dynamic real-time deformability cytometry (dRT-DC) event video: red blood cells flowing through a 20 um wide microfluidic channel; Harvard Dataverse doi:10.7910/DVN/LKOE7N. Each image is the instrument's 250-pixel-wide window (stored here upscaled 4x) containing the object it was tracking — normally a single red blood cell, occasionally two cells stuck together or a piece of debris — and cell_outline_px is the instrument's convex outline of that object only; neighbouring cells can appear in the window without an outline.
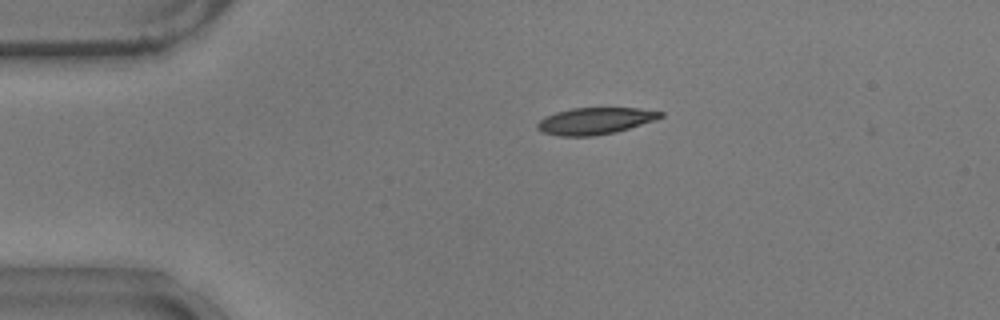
{"species": "common noctule bat (a hibernating species)", "species_latin": "Nyctalus noctula", "temperature_condition": "warm", "stored_images_in_passage": 44, "camera_frame_rate_fps": 3000, "um_per_image_px": 0.085, "animal": {"sex": "male", "body_mass_g": 17.9}, "frame": {"image": 1, "passage_image": 1, "time_ms": 0.0, "image_size_px": [1000, 320], "cell_outline_px": [[664, 116], [628, 128], [612, 132], [592, 136], [560, 136], [544, 132], [536, 128], [536, 124], [544, 116], [556, 112], [572, 108], [640, 108], [664, 112]], "centroid_in_image_um": [50.54, 10.26], "position_along_channel_um": 34.5, "area_um2": 18.9}}
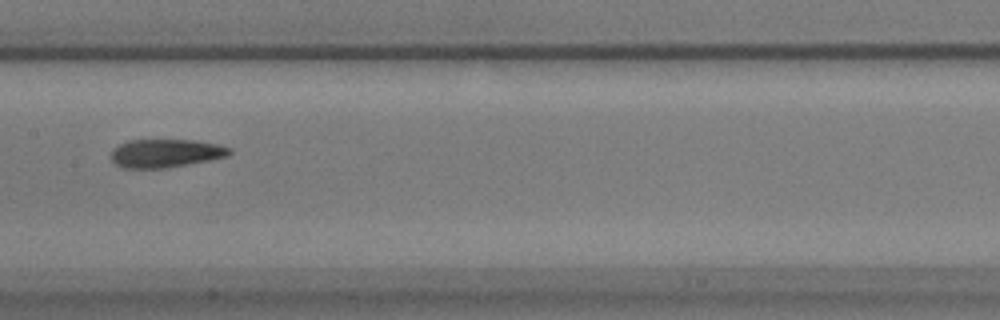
{"frame": {"image": 2, "passage_image": 17, "time_ms": 5.333, "image_size_px": [1000, 320], "cell_outline_px": [[232, 152], [228, 156], [208, 160], [164, 168], [124, 168], [116, 164], [112, 160], [112, 148], [128, 140], [192, 140], [216, 144], [232, 148]], "centroid_in_image_um": [14.07, 13.02], "position_along_channel_um": 193.3, "area_um2": 19.36}}
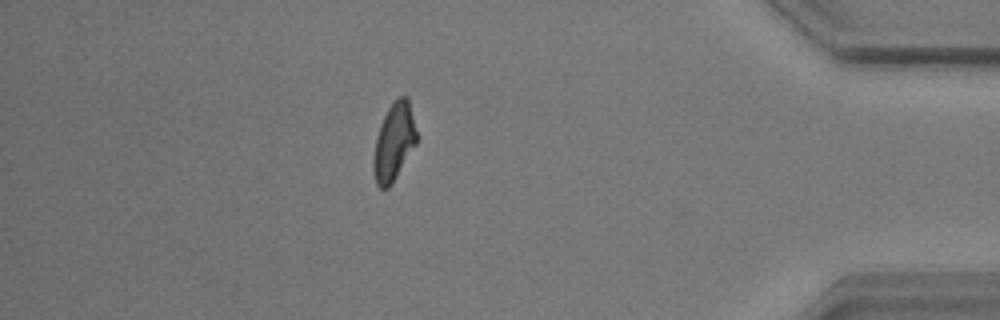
{"frame": {"image": 3, "passage_image": 37, "time_ms": 12.0, "image_size_px": [1000, 320], "cell_outline_px": [[420, 136], [416, 144], [388, 188], [380, 188], [376, 184], [372, 172], [372, 160], [376, 136], [380, 124], [388, 108], [400, 96], [408, 96]], "centroid_in_image_um": [33.5, 12.04], "position_along_channel_um": 401.7, "area_um2": 19.83}, "authors_computed_cell_mechanics": {"area_um2": 19.652, "velocity_mm_per_s": 3.7312, "shape_relaxation_time_tau1_ms": 6.3719, "shape_relaxation_time_tau2_ms": 2.0024, "deformation_change_tau1": 0.2097, "deformation_change_tau2": 0.0968}}